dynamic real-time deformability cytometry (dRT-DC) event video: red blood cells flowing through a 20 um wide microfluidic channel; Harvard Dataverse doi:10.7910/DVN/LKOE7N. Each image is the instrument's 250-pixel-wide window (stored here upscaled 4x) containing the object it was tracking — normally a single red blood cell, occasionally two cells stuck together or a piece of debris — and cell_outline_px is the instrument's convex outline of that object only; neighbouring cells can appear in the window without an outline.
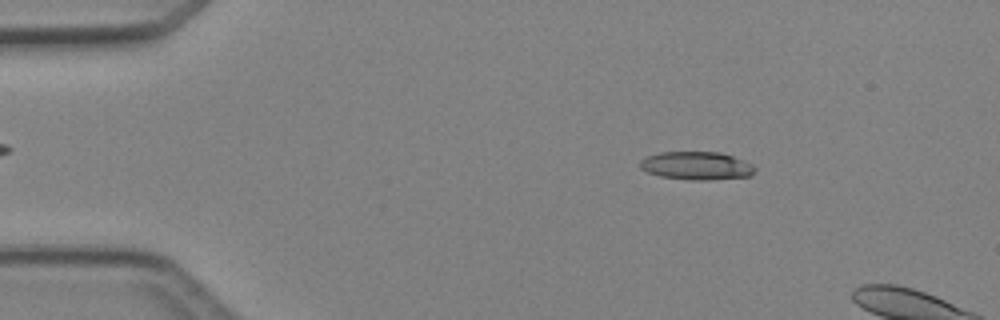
{"species": "Egyptian fruit bat (a non-hibernating species)", "species_latin": "Rousettus aegyptiacus", "temperature_condition": "cold", "stored_images_in_passage": 7, "camera_frame_rate_fps": 3000, "um_per_image_px": 0.085, "animal": {"sex": "female"}, "frame": {"image": 1, "passage_image": 3, "time_ms": 0.667, "image_size_px": [1000, 320], "cell_outline_px": [[756, 168], [752, 176], [708, 180], [688, 180], [660, 176], [648, 172], [640, 168], [640, 160], [648, 156], [660, 152], [720, 152], [732, 156], [752, 164]], "centroid_in_image_um": [59.21, 14.09], "position_along_channel_um": 25.8, "area_um2": 18.84}}